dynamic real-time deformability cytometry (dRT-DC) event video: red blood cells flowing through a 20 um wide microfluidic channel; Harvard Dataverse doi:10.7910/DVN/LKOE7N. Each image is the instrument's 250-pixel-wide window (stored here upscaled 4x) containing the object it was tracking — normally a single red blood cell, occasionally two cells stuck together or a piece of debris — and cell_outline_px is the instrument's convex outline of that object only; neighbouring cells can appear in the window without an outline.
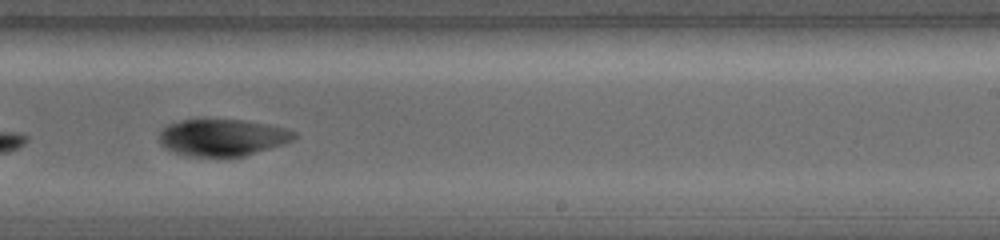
{"species": "common noctule bat (a hibernating species)", "species_latin": "Nyctalus noctula", "temperature_condition": "warm", "stored_images_in_passage": 9, "camera_frame_rate_fps": 5000, "um_per_image_px": 0.085, "animal": {"sex": "female", "body_mass_g": 19.0, "forearm_length_mm": 56.7}, "frame": {"image": 1, "passage_image": 8, "time_ms": 3.4, "image_size_px": [1000, 240], "cell_outline_px": [[300, 136], [296, 140], [284, 144], [244, 156], [228, 160], [184, 156], [172, 152], [164, 148], [156, 140], [156, 136], [160, 128], [168, 124], [180, 120], [240, 120], [268, 124], [284, 128], [296, 132]], "centroid_in_image_um": [18.85, 11.74], "position_along_channel_um": 270.1, "area_um2": 30.4}}